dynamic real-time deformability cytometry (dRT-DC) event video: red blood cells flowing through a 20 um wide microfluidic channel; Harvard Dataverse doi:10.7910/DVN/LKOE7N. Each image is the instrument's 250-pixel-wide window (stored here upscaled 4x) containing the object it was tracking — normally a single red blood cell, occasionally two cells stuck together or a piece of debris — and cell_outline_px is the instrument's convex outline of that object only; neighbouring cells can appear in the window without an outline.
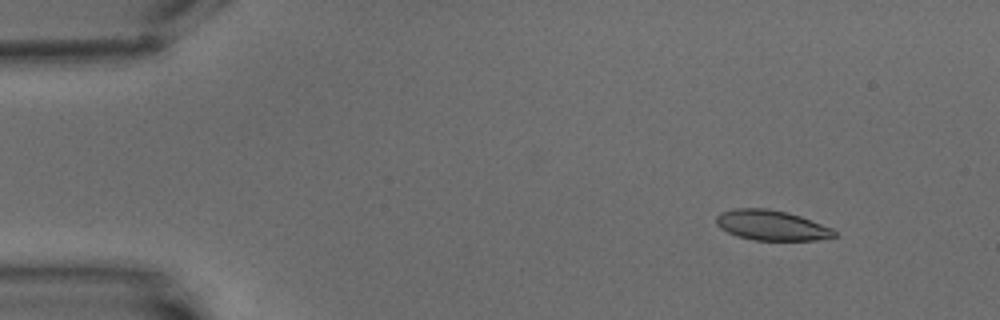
{"species": "common noctule bat (a hibernating species)", "species_latin": "Nyctalus noctula", "temperature_condition": "warm", "stored_images_in_passage": 6, "camera_frame_rate_fps": 3000, "um_per_image_px": 0.085, "animal": {"sex": "male", "body_mass_g": 15.6}, "frame": {"image": 1, "passage_image": 2, "time_ms": 2.0, "image_size_px": [1000, 320], "cell_outline_px": [[836, 236], [816, 240], [756, 240], [736, 236], [720, 228], [716, 224], [716, 216], [720, 212], [736, 208], [768, 208], [788, 212], [800, 216], [832, 228], [836, 232]], "centroid_in_image_um": [65.55, 19.14], "position_along_channel_um": 19.4, "area_um2": 20.75}}